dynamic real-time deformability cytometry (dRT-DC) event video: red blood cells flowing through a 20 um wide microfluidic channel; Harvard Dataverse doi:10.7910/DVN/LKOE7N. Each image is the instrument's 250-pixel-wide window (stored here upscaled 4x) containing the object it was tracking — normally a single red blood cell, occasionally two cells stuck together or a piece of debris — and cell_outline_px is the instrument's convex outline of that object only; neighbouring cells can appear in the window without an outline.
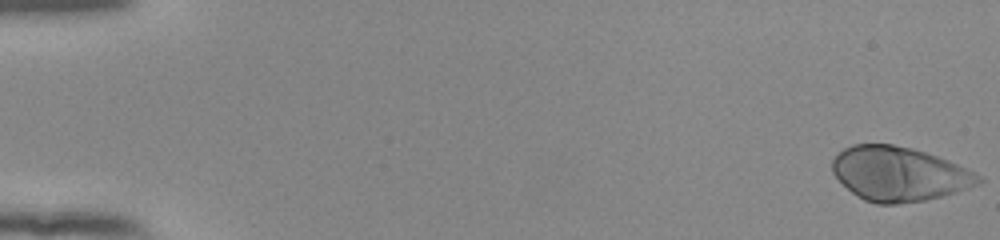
{"species": "human", "species_latin": "Homo sapiens", "temperature_condition": "room temperature", "stored_images_in_passage": 54, "camera_frame_rate_fps": 3000, "um_per_image_px": 0.085, "donor": {"sex": "female"}, "frame": {"image": 1, "passage_image": 1, "time_ms": 0.0, "image_size_px": [1000, 240], "cell_outline_px": [[984, 180], [980, 184], [956, 192], [924, 200], [896, 204], [876, 204], [864, 200], [856, 196], [832, 172], [832, 160], [844, 148], [852, 144], [892, 144], [912, 148], [948, 160], [980, 176]], "centroid_in_image_um": [76.4, 14.78], "position_along_channel_um": 8.6, "area_um2": 45.84}}
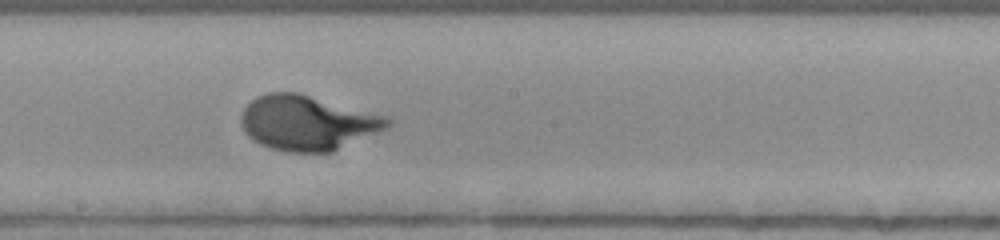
{"frame": {"image": 2, "passage_image": 31, "time_ms": 10.0, "image_size_px": [1000, 240], "cell_outline_px": [[392, 124], [388, 128], [332, 152], [288, 152], [272, 148], [260, 144], [252, 140], [244, 132], [240, 124], [240, 116], [244, 108], [256, 96], [268, 92], [296, 92], [388, 116], [392, 120]], "centroid_in_image_um": [26.13, 10.44], "position_along_channel_um": 222.1, "area_um2": 46.99}}
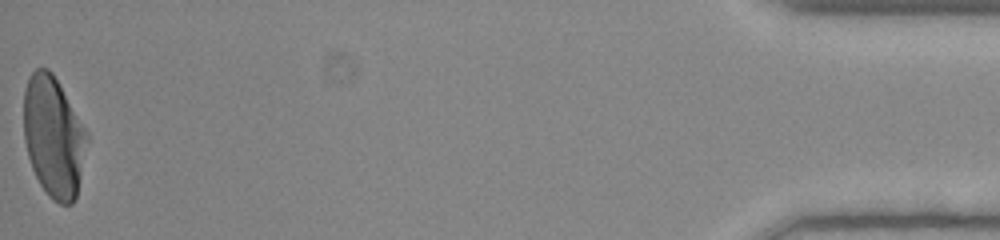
{"frame": {"image": 3, "passage_image": 54, "time_ms": 17.667, "image_size_px": [1000, 240], "cell_outline_px": [[88, 140], [76, 196], [72, 204], [60, 204], [52, 200], [48, 196], [40, 184], [32, 168], [28, 156], [24, 140], [24, 88], [28, 76], [36, 68], [48, 68], [52, 72], [88, 132]], "centroid_in_image_um": [4.54, 11.61], "position_along_channel_um": 430.7, "area_um2": 44.56}, "authors_computed_cell_mechanics": {"area_um2": 44.5638, "velocity_mm_per_s": 3.884, "shape_relaxation_time_tau1_ms": 3.2937, "shape_relaxation_time_tau2_ms": null, "deformation_change_tau1": 0.2107, "deformation_change_tau2": null}}